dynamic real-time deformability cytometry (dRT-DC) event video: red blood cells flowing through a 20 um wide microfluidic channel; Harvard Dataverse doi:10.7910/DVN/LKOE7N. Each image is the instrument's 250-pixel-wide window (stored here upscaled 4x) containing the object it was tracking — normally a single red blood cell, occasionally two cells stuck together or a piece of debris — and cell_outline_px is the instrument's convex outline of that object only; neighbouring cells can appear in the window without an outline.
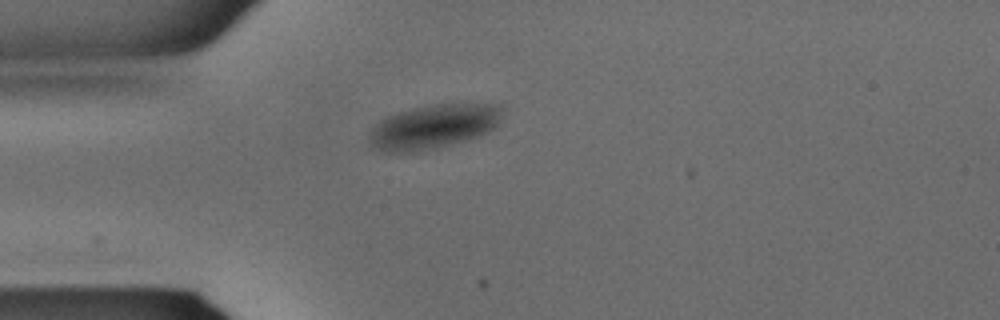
{"species": "common noctule bat (a hibernating species)", "species_latin": "Nyctalus noctula", "temperature_condition": "warm", "stored_images_in_passage": 24, "camera_frame_rate_fps": 3000, "um_per_image_px": 0.085, "animal": {"sex": "male", "body_mass_g": 15.6}, "frame": {"image": 1, "passage_image": 1, "time_ms": 0.0, "image_size_px": [1000, 320], "cell_outline_px": [[500, 120], [496, 128], [480, 136], [468, 140], [436, 148], [412, 152], [384, 152], [372, 148], [368, 140], [368, 132], [384, 116], [396, 112], [412, 108], [432, 104], [500, 104]], "centroid_in_image_um": [36.8, 10.77], "position_along_channel_um": 48.2, "area_um2": 34.68}}
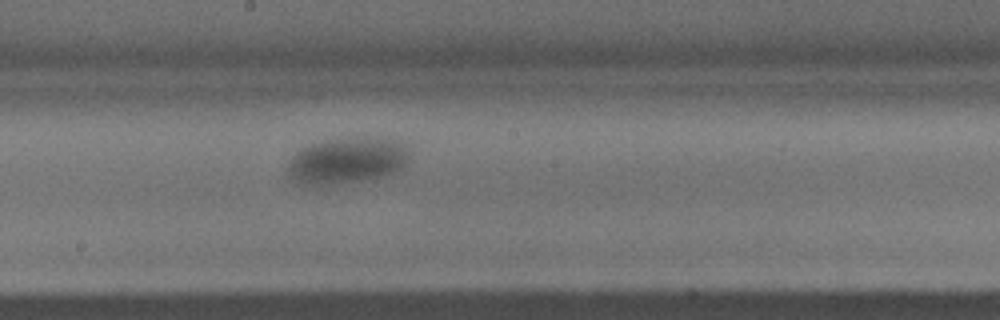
{"frame": {"image": 2, "passage_image": 11, "time_ms": 3.333, "image_size_px": [1000, 320], "cell_outline_px": [[412, 160], [408, 168], [404, 172], [368, 180], [324, 188], [312, 188], [296, 184], [288, 180], [284, 168], [288, 160], [296, 148], [308, 144], [324, 140], [344, 136], [388, 136], [400, 140], [408, 144], [412, 152]], "centroid_in_image_um": [29.53, 13.67], "position_along_channel_um": 218.7, "area_um2": 36.93}}
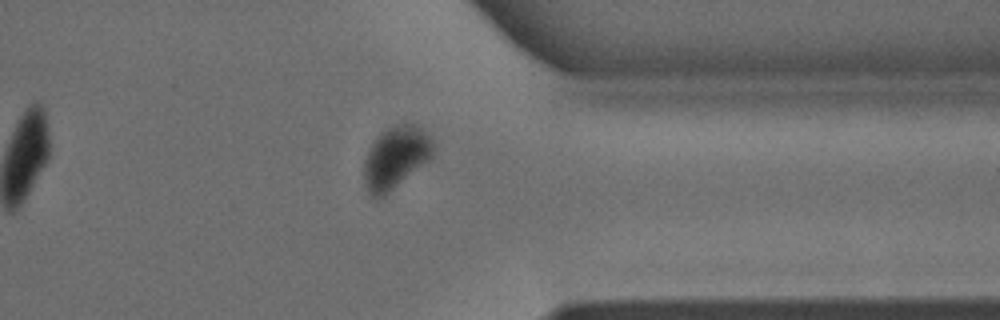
{"frame": {"image": 3, "passage_image": 20, "time_ms": 6.333, "image_size_px": [1000, 320], "cell_outline_px": [[432, 156], [428, 160], [384, 196], [376, 200], [368, 196], [364, 184], [364, 160], [372, 144], [388, 128], [396, 124], [420, 124], [432, 140]], "centroid_in_image_um": [33.6, 13.42], "position_along_channel_um": 377.8, "area_um2": 24.8}}